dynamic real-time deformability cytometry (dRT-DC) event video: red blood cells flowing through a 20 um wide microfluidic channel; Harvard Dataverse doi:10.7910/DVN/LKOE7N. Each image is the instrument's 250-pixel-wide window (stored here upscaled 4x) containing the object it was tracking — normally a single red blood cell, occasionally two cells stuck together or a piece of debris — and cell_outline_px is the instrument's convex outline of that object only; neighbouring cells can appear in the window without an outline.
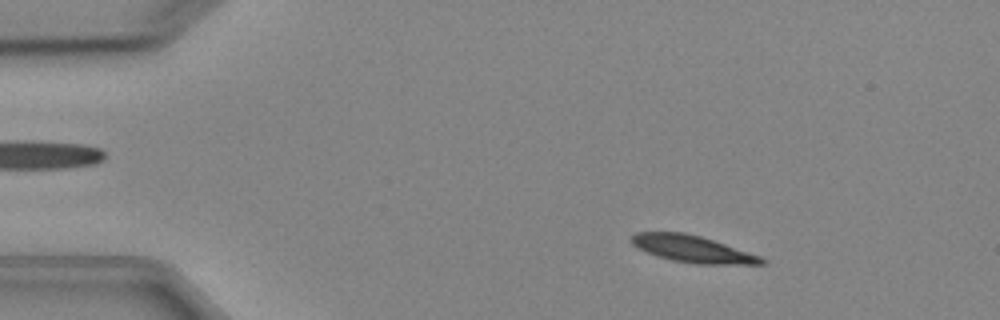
{"species": "Egyptian fruit bat (a non-hibernating species)", "species_latin": "Rousettus aegyptiacus", "temperature_condition": "cold", "stored_images_in_passage": 4, "camera_frame_rate_fps": 3000, "um_per_image_px": 0.085, "animal": {"sex": "female"}, "frame": {"image": 1, "passage_image": 3, "time_ms": 2.333, "image_size_px": [1000, 320], "cell_outline_px": [[768, 264], [696, 264], [672, 260], [648, 252], [632, 244], [632, 236], [636, 232], [684, 232], [700, 236], [760, 256], [768, 260]], "centroid_in_image_um": [58.91, 21.17], "position_along_channel_um": 26.1, "area_um2": 20.0}}